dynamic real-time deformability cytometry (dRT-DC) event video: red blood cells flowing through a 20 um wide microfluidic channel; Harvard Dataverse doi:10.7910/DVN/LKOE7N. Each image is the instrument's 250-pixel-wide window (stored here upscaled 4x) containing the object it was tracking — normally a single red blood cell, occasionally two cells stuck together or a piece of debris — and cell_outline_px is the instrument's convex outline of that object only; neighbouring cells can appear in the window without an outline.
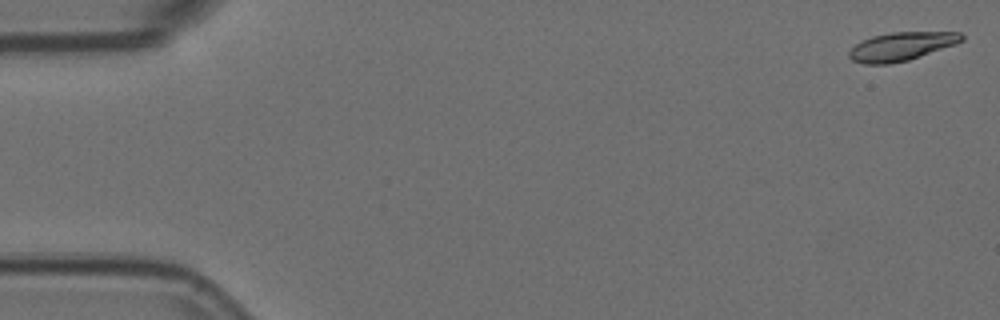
{"species": "Egyptian fruit bat (a non-hibernating species)", "species_latin": "Rousettus aegyptiacus", "temperature_condition": "room temperature", "stored_images_in_passage": 50, "camera_frame_rate_fps": 3000, "um_per_image_px": 0.085, "animal": {"sex": "female"}, "frame": {"image": 1, "passage_image": 2, "time_ms": 0.333, "image_size_px": [1000, 320], "cell_outline_px": [[964, 40], [956, 44], [908, 60], [888, 64], [864, 64], [852, 60], [848, 56], [848, 52], [856, 44], [872, 36], [892, 32], [960, 32], [964, 36]], "centroid_in_image_um": [76.62, 3.94], "position_along_channel_um": 8.4, "area_um2": 18.55}}
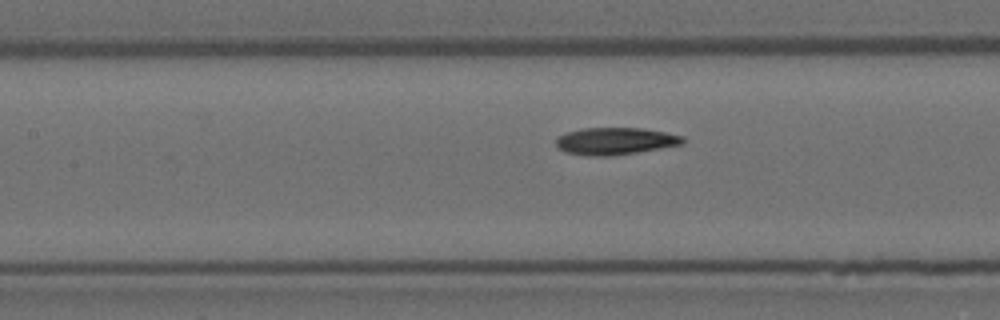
{"frame": {"image": 2, "passage_image": 26, "time_ms": 8.333, "image_size_px": [1000, 320], "cell_outline_px": [[684, 144], [612, 156], [588, 156], [564, 152], [556, 144], [556, 140], [560, 136], [568, 132], [584, 128], [644, 128], [684, 136]], "centroid_in_image_um": [52.31, 11.99], "position_along_channel_um": 155.1, "area_um2": 19.94}}
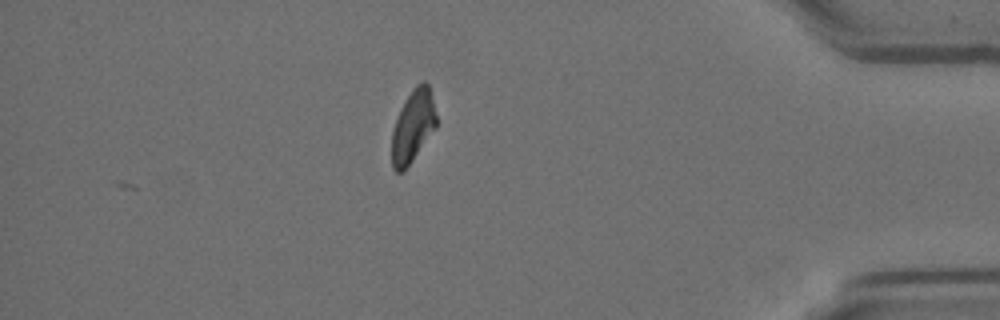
{"frame": {"image": 3, "passage_image": 50, "time_ms": 16.333, "image_size_px": [1000, 320], "cell_outline_px": [[436, 128], [404, 172], [396, 172], [392, 168], [392, 132], [396, 120], [412, 88], [416, 84], [424, 80], [428, 84], [436, 116]], "centroid_in_image_um": [35.1, 10.77], "position_along_channel_um": 400.1, "area_um2": 18.5}, "authors_computed_cell_mechanics": {"area_um2": 19.5653, "velocity_mm_per_s": 3.5715, "shape_relaxation_time_tau1_ms": 5.8838, "shape_relaxation_time_tau2_ms": null, "deformation_change_tau1": 0.1754, "deformation_change_tau2": null}}